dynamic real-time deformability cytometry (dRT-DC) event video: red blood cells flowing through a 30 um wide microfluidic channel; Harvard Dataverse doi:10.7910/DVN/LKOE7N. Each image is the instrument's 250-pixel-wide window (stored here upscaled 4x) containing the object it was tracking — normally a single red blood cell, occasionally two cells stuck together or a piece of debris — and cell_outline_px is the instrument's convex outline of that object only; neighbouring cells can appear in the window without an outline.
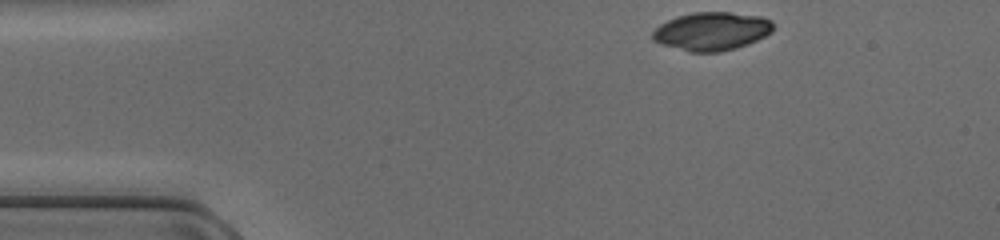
{"species": "common noctule bat (a hibernating species)", "species_latin": "Nyctalus noctula", "temperature_condition": "cold", "stored_images_in_passage": 41, "camera_frame_rate_fps": 3000, "um_per_image_px": 0.085, "animal": {"sex": "female", "body_mass_g": 17.0, "forearm_length_mm": 48.0}, "frame": {"image": 1, "passage_image": 1, "time_ms": 0.0, "image_size_px": [1000, 240], "cell_outline_px": [[772, 32], [748, 44], [736, 48], [720, 52], [688, 52], [660, 44], [652, 40], [652, 32], [660, 24], [676, 16], [692, 12], [732, 12], [760, 16], [772, 20]], "centroid_in_image_um": [60.47, 2.66], "position_along_channel_um": 24.5, "area_um2": 27.11}}
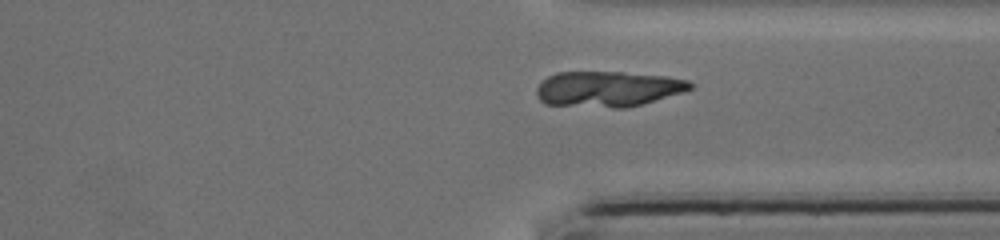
{"frame": {"image": 2, "passage_image": 29, "time_ms": 9.333, "image_size_px": [1000, 240], "cell_outline_px": [[692, 88], [684, 92], [628, 108], [612, 108], [544, 104], [536, 96], [536, 88], [548, 76], [556, 72], [624, 72], [664, 76], [688, 80], [692, 84]], "centroid_in_image_um": [51.66, 7.57], "position_along_channel_um": 359.7, "area_um2": 31.96}}
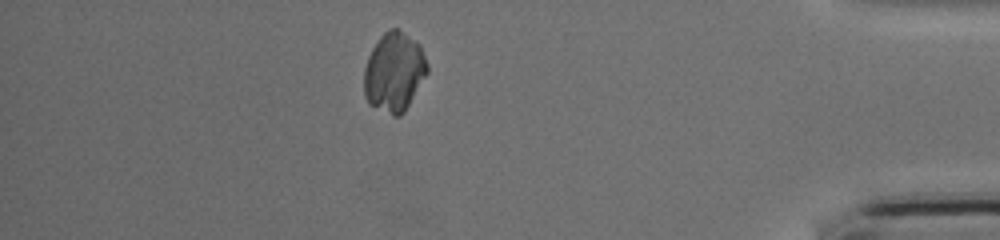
{"frame": {"image": 3, "passage_image": 35, "time_ms": 11.333, "image_size_px": [1000, 240], "cell_outline_px": [[428, 72], [404, 112], [400, 116], [392, 116], [368, 104], [364, 96], [364, 68], [368, 56], [372, 48], [380, 36], [388, 28], [396, 28], [420, 44], [428, 64]], "centroid_in_image_um": [33.49, 6.13], "position_along_channel_um": 401.7, "area_um2": 29.36}}